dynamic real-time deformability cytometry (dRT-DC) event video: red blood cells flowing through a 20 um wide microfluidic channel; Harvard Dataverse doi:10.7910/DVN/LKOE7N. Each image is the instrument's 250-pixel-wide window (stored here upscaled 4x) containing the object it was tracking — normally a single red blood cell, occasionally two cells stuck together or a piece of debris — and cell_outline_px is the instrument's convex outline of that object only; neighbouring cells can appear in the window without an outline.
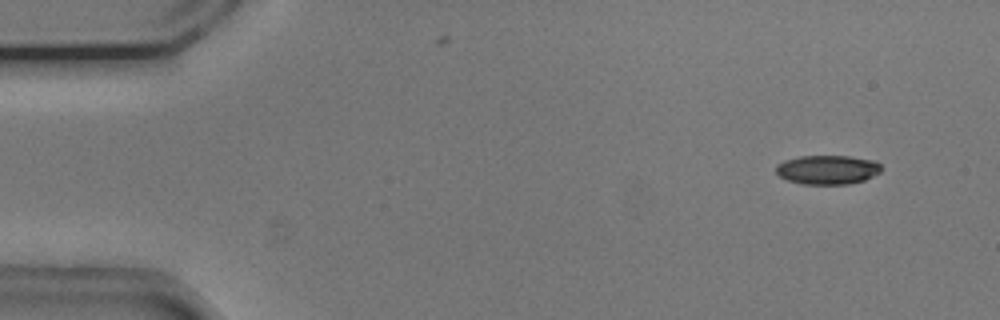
{"species": "common noctule bat (a hibernating species)", "species_latin": "Nyctalus noctula", "temperature_condition": "cold", "stored_images_in_passage": 51, "camera_frame_rate_fps": 3000, "um_per_image_px": 0.085, "animal": {"sex": "male", "body_mass_g": 20.5, "forearm_length_mm": 52.5}, "frame": {"image": 1, "passage_image": 1, "time_ms": 0.0, "image_size_px": [1000, 320], "cell_outline_px": [[880, 172], [864, 180], [848, 184], [800, 184], [788, 180], [780, 176], [776, 172], [776, 164], [784, 160], [800, 156], [848, 156], [876, 160], [880, 164]], "centroid_in_image_um": [70.33, 14.42], "position_along_channel_um": 14.7, "area_um2": 17.92}}
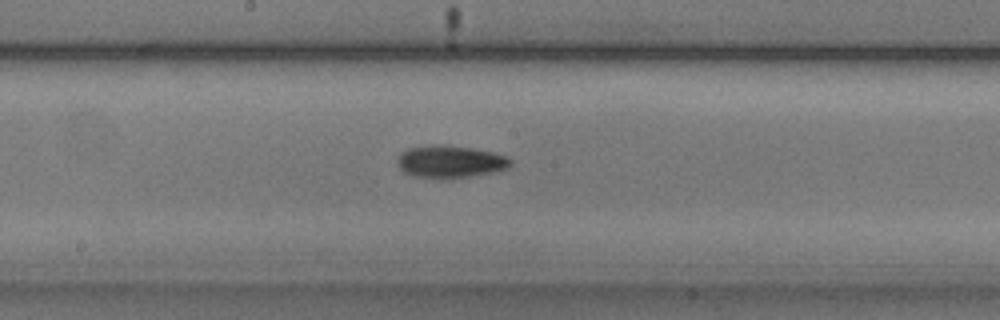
{"frame": {"image": 2, "passage_image": 25, "time_ms": 8.0, "image_size_px": [1000, 320], "cell_outline_px": [[512, 164], [508, 168], [492, 172], [468, 176], [416, 176], [404, 172], [400, 168], [396, 160], [400, 152], [408, 148], [432, 144], [436, 144], [472, 148], [492, 152], [504, 156], [512, 160]], "centroid_in_image_um": [38.25, 13.69], "position_along_channel_um": 210.0, "area_um2": 20.69}}
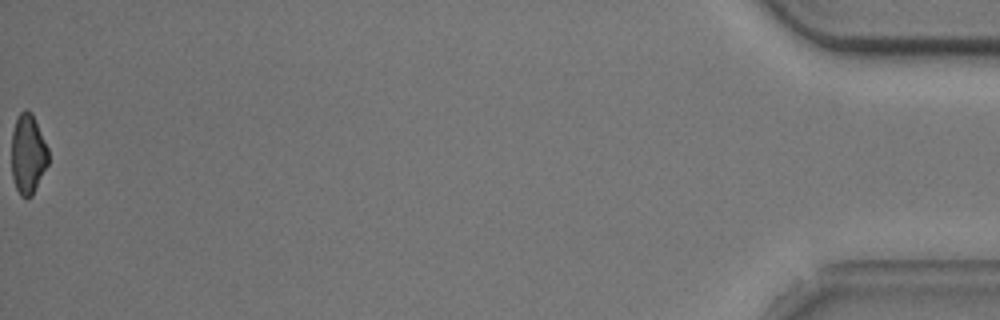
{"frame": {"image": 3, "passage_image": 51, "time_ms": 16.667, "image_size_px": [1000, 320], "cell_outline_px": [[48, 164], [32, 196], [20, 196], [16, 188], [12, 176], [12, 132], [16, 120], [20, 112], [24, 108], [28, 108], [32, 112], [48, 148]], "centroid_in_image_um": [2.38, 13.06], "position_along_channel_um": 432.8, "area_um2": 17.11}, "authors_computed_cell_mechanics": {"area_um2": 18.9584, "velocity_mm_per_s": 3.7527, "shape_relaxation_time_tau1_ms": 2.9984, "shape_relaxation_time_tau2_ms": 8.6407, "deformation_change_tau1": 0.1018, "deformation_change_tau2": 0.1552}}